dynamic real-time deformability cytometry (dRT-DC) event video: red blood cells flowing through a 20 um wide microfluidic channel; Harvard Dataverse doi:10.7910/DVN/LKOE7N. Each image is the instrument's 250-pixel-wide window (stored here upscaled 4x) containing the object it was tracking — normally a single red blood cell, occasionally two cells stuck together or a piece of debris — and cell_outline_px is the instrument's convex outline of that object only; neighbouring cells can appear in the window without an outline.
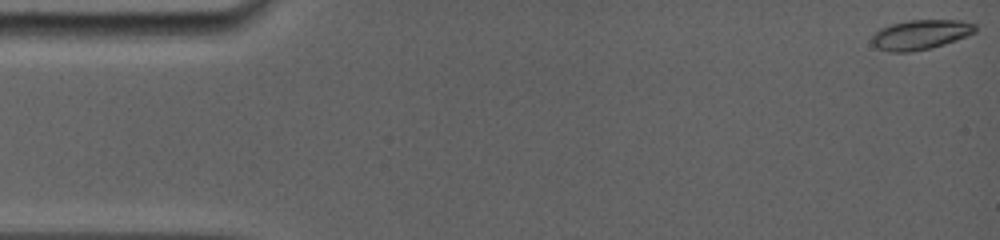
{"species": "common noctule bat (a hibernating species)", "species_latin": "Nyctalus noctula", "temperature_condition": "room temperature", "stored_images_in_passage": 45, "camera_frame_rate_fps": 5000, "um_per_image_px": 0.085, "animal": {"sex": "female", "body_mass_g": 19.0, "forearm_length_mm": 56.7}, "frame": {"image": 1, "passage_image": 1, "time_ms": 0.0, "image_size_px": [1000, 240], "cell_outline_px": [[976, 32], [956, 40], [932, 48], [912, 52], [888, 52], [876, 48], [872, 44], [872, 36], [880, 28], [892, 24], [908, 20], [960, 20], [976, 24]], "centroid_in_image_um": [78.24, 2.95], "position_along_channel_um": 6.8, "area_um2": 18.03}}
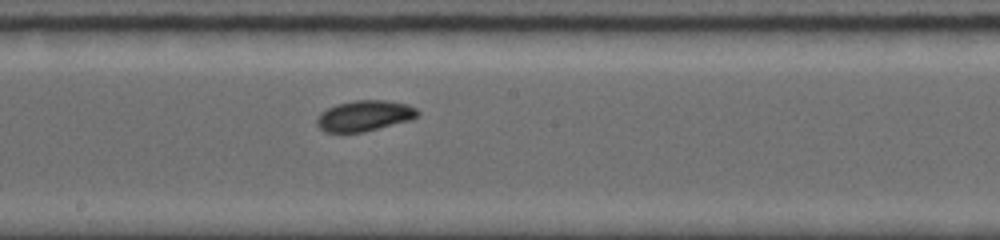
{"frame": {"image": 2, "passage_image": 26, "time_ms": 8.8, "image_size_px": [1000, 240], "cell_outline_px": [[420, 116], [412, 120], [364, 132], [324, 132], [316, 124], [316, 116], [320, 112], [336, 104], [356, 100], [384, 100], [408, 104], [416, 108], [420, 112]], "centroid_in_image_um": [31.0, 9.84], "position_along_channel_um": 217.2, "area_um2": 18.32}}
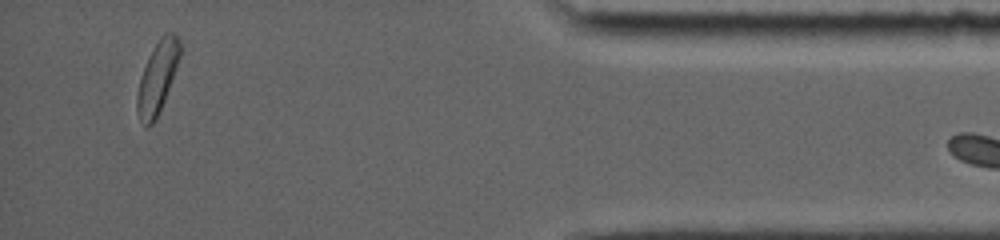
{"frame": {"image": 3, "passage_image": 44, "time_ms": 15.2, "image_size_px": [1000, 240], "cell_outline_px": [[180, 56], [176, 68], [160, 112], [156, 120], [148, 128], [144, 128], [136, 112], [136, 96], [140, 76], [148, 56], [160, 36], [164, 32], [176, 32], [180, 40]], "centroid_in_image_um": [13.36, 6.6], "position_along_channel_um": 421.8, "area_um2": 18.26}}